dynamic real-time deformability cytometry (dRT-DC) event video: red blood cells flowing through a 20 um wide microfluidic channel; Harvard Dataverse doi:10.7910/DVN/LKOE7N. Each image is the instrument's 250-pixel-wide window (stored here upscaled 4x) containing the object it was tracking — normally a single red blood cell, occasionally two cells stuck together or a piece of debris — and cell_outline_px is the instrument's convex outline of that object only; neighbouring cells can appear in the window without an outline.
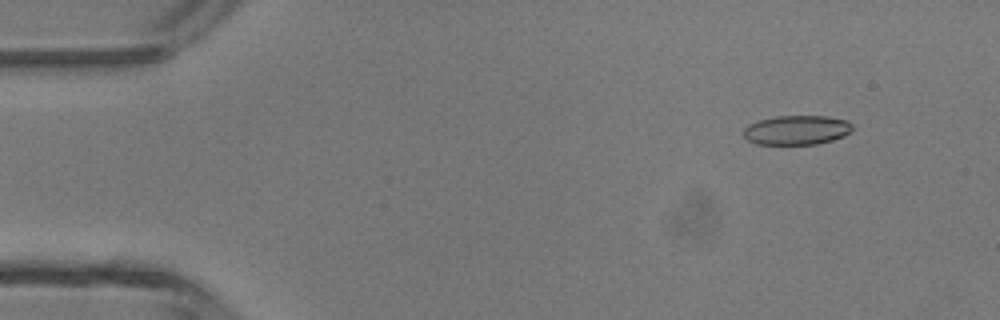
{"species": "common noctule bat (a hibernating species)", "species_latin": "Nyctalus noctula", "temperature_condition": "room temperature", "stored_images_in_passage": 21, "camera_frame_rate_fps": 3000, "um_per_image_px": 0.085, "animal": {"sex": "male", "body_mass_g": 13.3}, "frame": {"image": 1, "passage_image": 5, "time_ms": 1.333, "image_size_px": [1000, 320], "cell_outline_px": [[852, 128], [844, 136], [832, 140], [816, 144], [756, 144], [748, 140], [744, 136], [744, 128], [748, 124], [760, 120], [776, 116], [828, 116], [848, 120], [852, 124]], "centroid_in_image_um": [67.72, 11.05], "position_along_channel_um": 17.3, "area_um2": 18.61}}
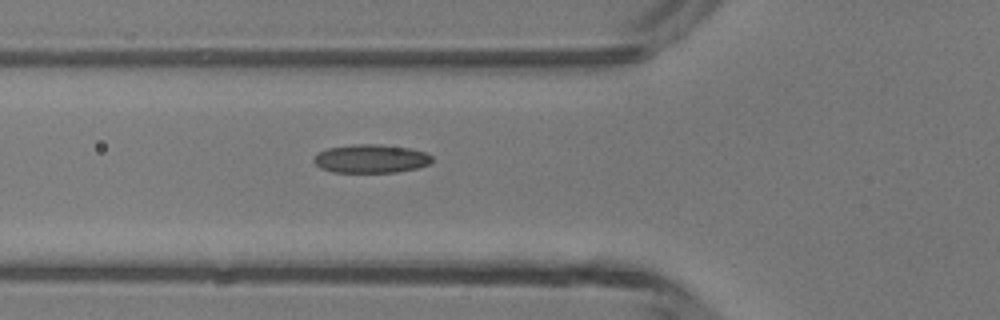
{"frame": {"image": 2, "passage_image": 17, "time_ms": 5.333, "image_size_px": [1000, 320], "cell_outline_px": [[432, 160], [428, 164], [416, 168], [396, 172], [332, 172], [320, 168], [312, 160], [320, 152], [328, 148], [352, 144], [380, 144], [412, 148], [424, 152], [432, 156]], "centroid_in_image_um": [31.53, 13.48], "position_along_channel_um": 94.3, "area_um2": 19.59}}
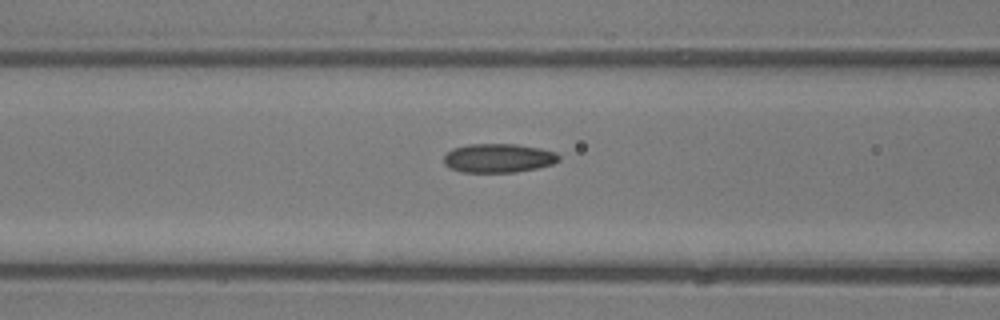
{"frame": {"image": 3, "passage_image": 19, "time_ms": 6.0, "image_size_px": [1000, 320], "cell_outline_px": [[560, 160], [552, 164], [536, 168], [512, 172], [460, 172], [448, 168], [444, 164], [444, 156], [452, 148], [468, 144], [516, 144], [540, 148], [556, 152], [560, 156]], "centroid_in_image_um": [42.34, 13.43], "position_along_channel_um": 124.3, "area_um2": 19.48}}